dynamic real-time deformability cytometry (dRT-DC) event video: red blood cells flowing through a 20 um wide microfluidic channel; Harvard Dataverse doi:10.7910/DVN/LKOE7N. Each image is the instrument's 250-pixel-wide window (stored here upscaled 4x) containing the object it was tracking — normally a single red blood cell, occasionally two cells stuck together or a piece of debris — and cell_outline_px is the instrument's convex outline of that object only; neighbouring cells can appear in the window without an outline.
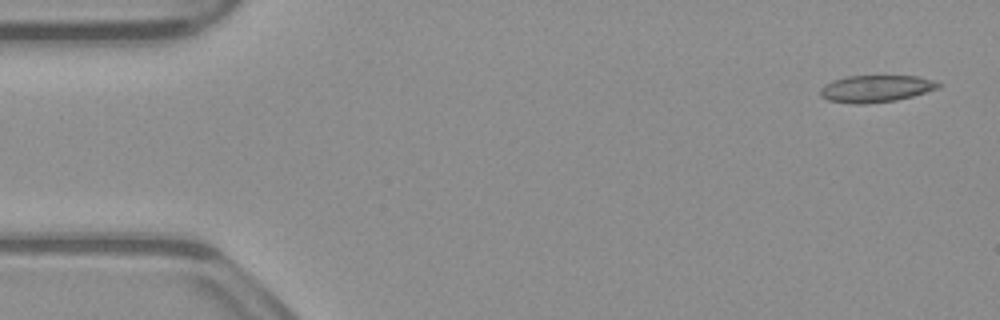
{"species": "common noctule bat (a hibernating species)", "species_latin": "Nyctalus noctula", "temperature_condition": "warm", "stored_images_in_passage": 52, "camera_frame_rate_fps": 3000, "um_per_image_px": 0.085, "animal": {"sex": "male", "body_mass_g": 23.1, "forearm_length_mm": 52.7}, "frame": {"image": 1, "passage_image": 2, "time_ms": 0.333, "image_size_px": [1000, 320], "cell_outline_px": [[944, 84], [940, 88], [912, 96], [896, 100], [864, 104], [852, 104], [828, 100], [820, 96], [820, 88], [832, 80], [848, 76], [916, 76], [936, 80]], "centroid_in_image_um": [74.48, 7.53], "position_along_channel_um": 10.5, "area_um2": 18.73}}
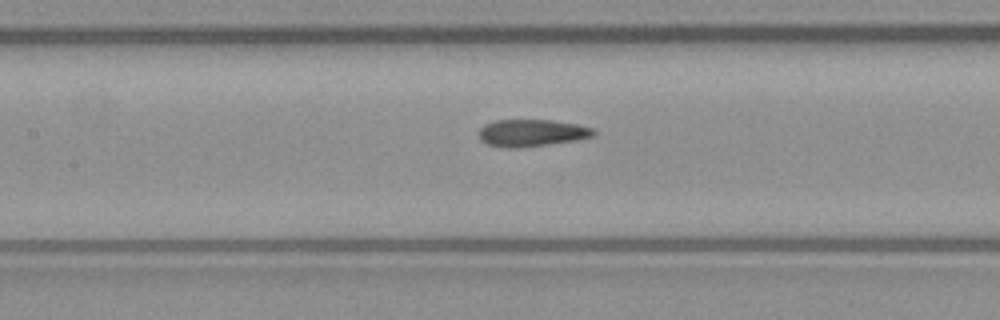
{"frame": {"image": 2, "passage_image": 23, "time_ms": 7.333, "image_size_px": [1000, 320], "cell_outline_px": [[596, 136], [576, 140], [520, 148], [508, 148], [488, 144], [480, 140], [480, 128], [484, 124], [496, 120], [552, 120], [576, 124], [596, 128]], "centroid_in_image_um": [45.24, 11.29], "position_along_channel_um": 162.2, "area_um2": 18.21}}
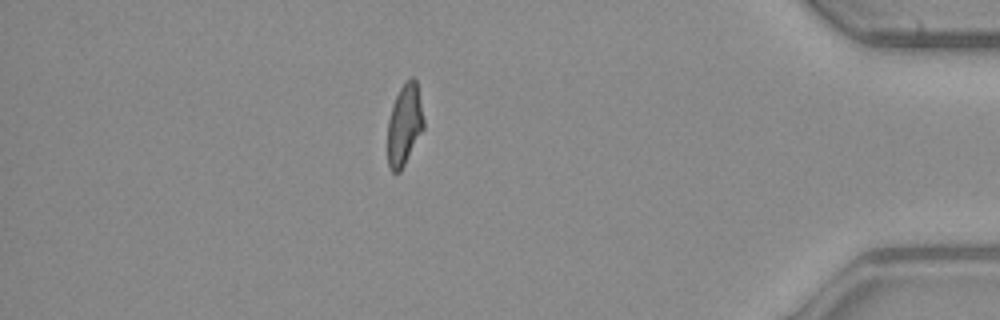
{"frame": {"image": 3, "passage_image": 45, "time_ms": 14.667, "image_size_px": [1000, 320], "cell_outline_px": [[424, 128], [400, 172], [392, 172], [388, 164], [388, 120], [392, 104], [400, 88], [412, 76], [416, 80], [424, 120]], "centroid_in_image_um": [34.37, 10.61], "position_along_channel_um": 400.8, "area_um2": 16.88}, "authors_computed_cell_mechanics": {"area_um2": 18.4382, "velocity_mm_per_s": 3.9046, "shape_relaxation_time_tau1_ms": null, "shape_relaxation_time_tau2_ms": 2.2454, "deformation_change_tau1": null, "deformation_change_tau2": 0.1107}}